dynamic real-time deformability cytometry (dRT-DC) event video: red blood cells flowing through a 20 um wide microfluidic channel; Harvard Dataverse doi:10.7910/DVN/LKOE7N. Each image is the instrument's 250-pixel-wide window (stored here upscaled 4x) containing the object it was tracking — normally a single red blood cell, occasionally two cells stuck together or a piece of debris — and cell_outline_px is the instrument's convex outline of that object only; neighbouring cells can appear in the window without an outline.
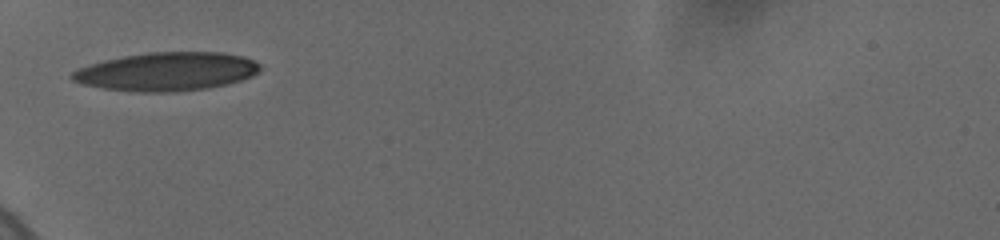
{"species": "human", "species_latin": "Homo sapiens", "temperature_condition": "cold", "stored_images_in_passage": 7, "camera_frame_rate_fps": 3000, "um_per_image_px": 0.085, "donor": {"sex": "female"}, "frame": {"image": 1, "passage_image": 1, "time_ms": 0.0, "image_size_px": [1000, 240], "cell_outline_px": [[260, 72], [252, 76], [228, 84], [208, 88], [176, 92], [136, 92], [104, 88], [84, 84], [72, 80], [68, 76], [76, 68], [88, 64], [104, 60], [124, 56], [148, 52], [220, 52], [244, 56], [260, 64]], "centroid_in_image_um": [14.16, 6.08], "position_along_channel_um": 70.8, "area_um2": 42.43}}
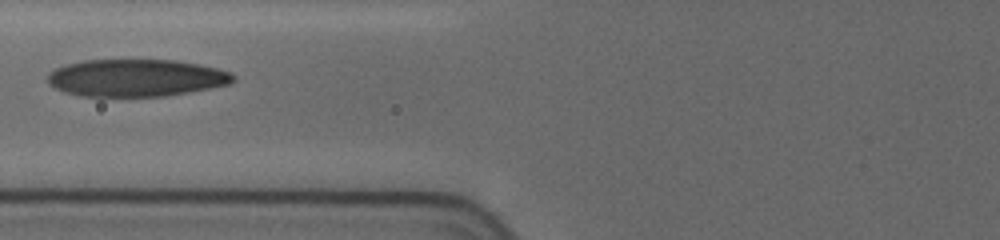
{"frame": {"image": 2, "passage_image": 3, "time_ms": 1.333, "image_size_px": [1000, 240], "cell_outline_px": [[236, 80], [232, 84], [188, 92], [164, 96], [80, 96], [64, 92], [48, 84], [48, 72], [64, 64], [84, 60], [176, 60], [200, 64], [232, 72], [236, 76]], "centroid_in_image_um": [11.59, 6.61], "position_along_channel_um": 114.2, "area_um2": 40.63}}
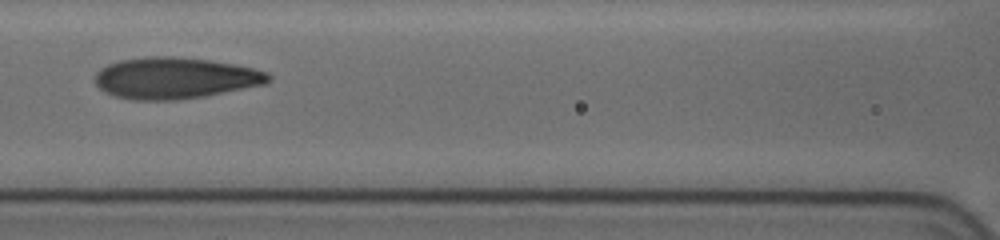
{"frame": {"image": 3, "passage_image": 5, "time_ms": 2.333, "image_size_px": [1000, 240], "cell_outline_px": [[272, 76], [264, 84], [204, 96], [176, 100], [132, 100], [112, 96], [104, 92], [96, 84], [96, 72], [100, 68], [108, 64], [120, 60], [144, 56], [172, 56], [208, 60], [232, 64], [252, 68], [268, 72]], "centroid_in_image_um": [14.82, 6.63], "position_along_channel_um": 151.8, "area_um2": 41.73}}